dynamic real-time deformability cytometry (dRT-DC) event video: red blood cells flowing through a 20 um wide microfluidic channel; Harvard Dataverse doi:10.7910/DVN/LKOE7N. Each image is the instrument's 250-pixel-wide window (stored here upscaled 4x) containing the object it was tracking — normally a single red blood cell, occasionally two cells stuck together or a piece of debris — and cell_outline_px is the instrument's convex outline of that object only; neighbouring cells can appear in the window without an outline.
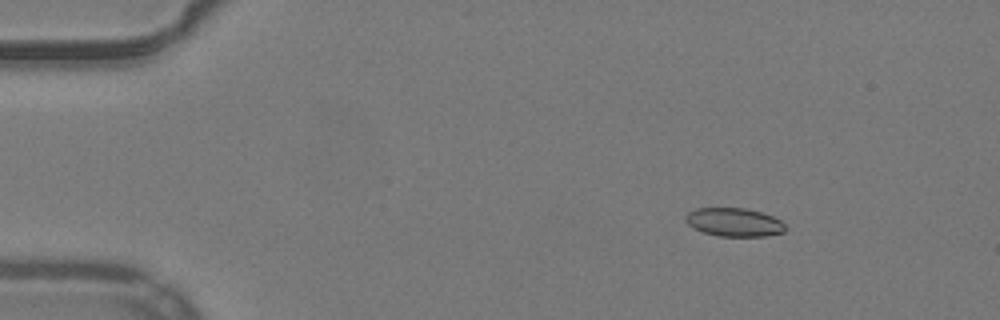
{"species": "common noctule bat (a hibernating species)", "species_latin": "Nyctalus noctula", "temperature_condition": "warm", "stored_images_in_passage": 53, "camera_frame_rate_fps": 3000, "um_per_image_px": 0.085, "animal": {"sex": "male", "body_mass_g": 19.2, "forearm_length_mm": 51.8}, "frame": {"image": 1, "passage_image": 8, "time_ms": 2.333, "image_size_px": [1000, 320], "cell_outline_px": [[784, 232], [764, 236], [720, 236], [704, 232], [692, 228], [684, 220], [684, 216], [688, 212], [696, 208], [744, 208], [760, 212], [772, 216], [780, 220], [784, 224]], "centroid_in_image_um": [62.35, 18.88], "position_along_channel_um": 22.7, "area_um2": 16.47}}
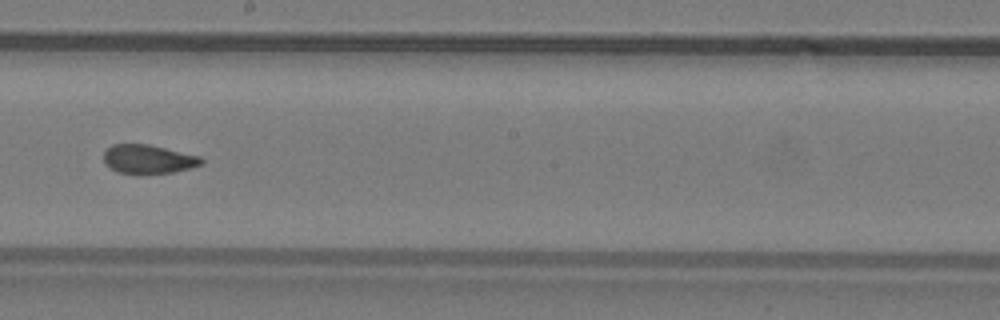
{"frame": {"image": 2, "passage_image": 31, "time_ms": 10.0, "image_size_px": [1000, 320], "cell_outline_px": [[204, 164], [192, 168], [172, 172], [140, 176], [136, 176], [116, 172], [104, 160], [104, 152], [112, 144], [148, 144], [200, 156], [204, 160]], "centroid_in_image_um": [12.63, 13.57], "position_along_channel_um": 235.6, "area_um2": 16.88}}
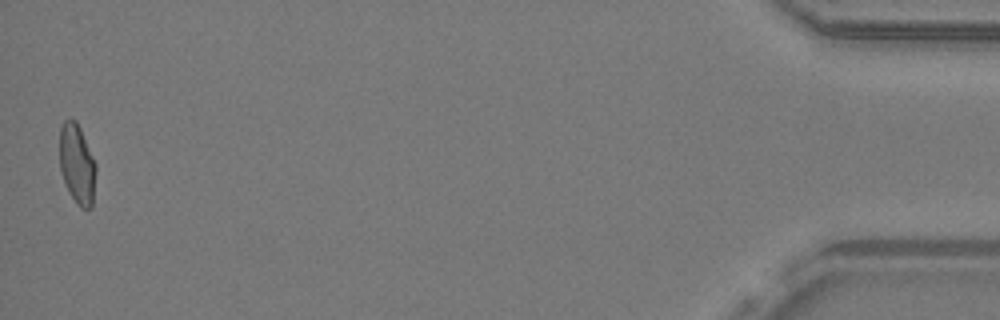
{"frame": {"image": 3, "passage_image": 53, "time_ms": 17.333, "image_size_px": [1000, 320], "cell_outline_px": [[96, 172], [92, 208], [80, 208], [68, 192], [64, 184], [60, 168], [60, 128], [64, 120], [72, 116], [76, 120], [80, 128], [96, 164]], "centroid_in_image_um": [6.54, 13.94], "position_along_channel_um": 428.7, "area_um2": 17.11}, "authors_computed_cell_mechanics": {"area_um2": 17.1666, "velocity_mm_per_s": 3.9198, "shape_relaxation_time_tau1_ms": 5.6583, "shape_relaxation_time_tau2_ms": 1.1999, "deformation_change_tau1": 0.1526, "deformation_change_tau2": 0.0727}}